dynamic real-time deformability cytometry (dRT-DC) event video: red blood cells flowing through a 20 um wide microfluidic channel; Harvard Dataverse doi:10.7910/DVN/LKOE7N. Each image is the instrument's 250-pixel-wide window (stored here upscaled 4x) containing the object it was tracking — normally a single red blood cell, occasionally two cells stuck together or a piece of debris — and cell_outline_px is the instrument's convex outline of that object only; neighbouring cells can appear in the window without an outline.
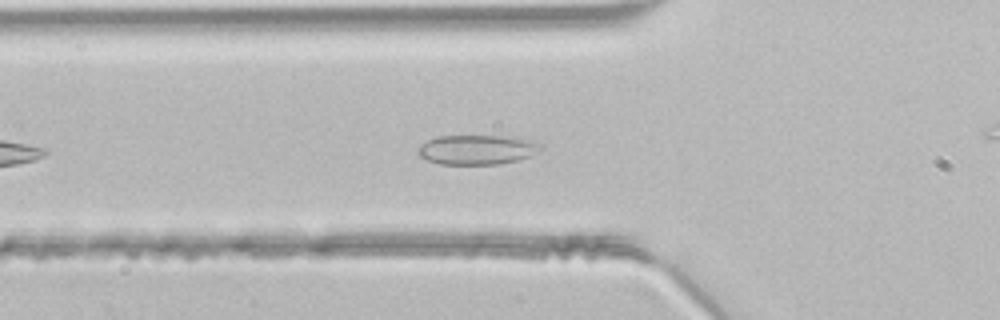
{"species": "common noctule bat (a hibernating species)", "species_latin": "Nyctalus noctula", "temperature_condition": "room temperature", "stored_images_in_passage": 39, "camera_frame_rate_fps": 3000, "um_per_image_px": 0.085, "animal": {"sex": "male", "body_mass_g": 21.5, "forearm_length_mm": 52.0}, "frame": {"image": 1, "passage_image": 7, "time_ms": 2.0, "image_size_px": [1000, 320], "cell_outline_px": [[544, 144], [540, 148], [528, 156], [520, 160], [500, 164], [440, 164], [428, 160], [420, 156], [416, 152], [420, 144], [436, 136], [504, 136]], "centroid_in_image_um": [40.47, 12.73], "position_along_channel_um": 85.3, "area_um2": 20.92}}
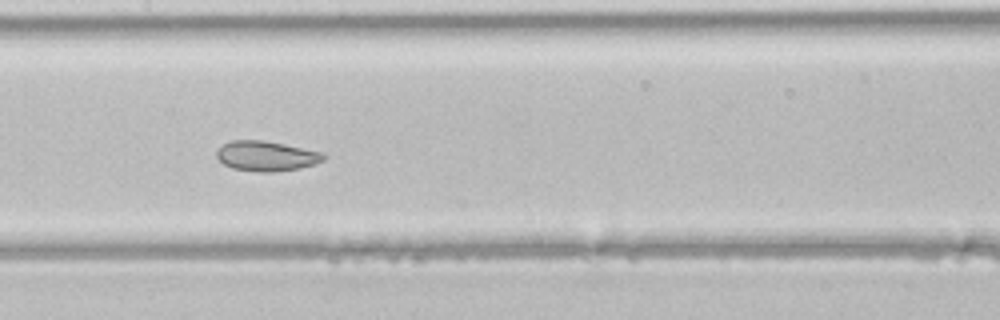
{"frame": {"image": 2, "passage_image": 14, "time_ms": 4.333, "image_size_px": [1000, 320], "cell_outline_px": [[328, 156], [324, 160], [316, 164], [300, 168], [272, 172], [260, 172], [232, 168], [224, 164], [216, 156], [216, 152], [224, 144], [232, 140], [264, 140], [320, 152]], "centroid_in_image_um": [22.65, 13.27], "position_along_channel_um": 184.7, "area_um2": 18.55}}
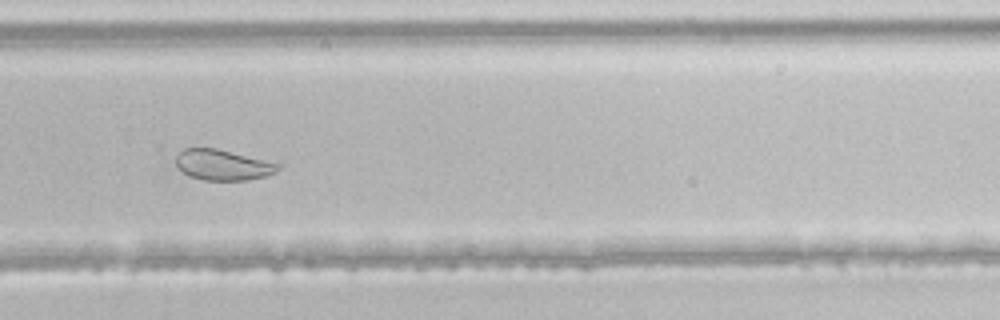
{"frame": {"image": 3, "passage_image": 23, "time_ms": 7.333, "image_size_px": [1000, 320], "cell_outline_px": [[280, 168], [276, 172], [264, 176], [248, 180], [204, 180], [188, 176], [176, 168], [176, 156], [184, 148], [216, 148], [280, 164]], "centroid_in_image_um": [18.89, 14.02], "position_along_channel_um": 310.9, "area_um2": 18.15}}